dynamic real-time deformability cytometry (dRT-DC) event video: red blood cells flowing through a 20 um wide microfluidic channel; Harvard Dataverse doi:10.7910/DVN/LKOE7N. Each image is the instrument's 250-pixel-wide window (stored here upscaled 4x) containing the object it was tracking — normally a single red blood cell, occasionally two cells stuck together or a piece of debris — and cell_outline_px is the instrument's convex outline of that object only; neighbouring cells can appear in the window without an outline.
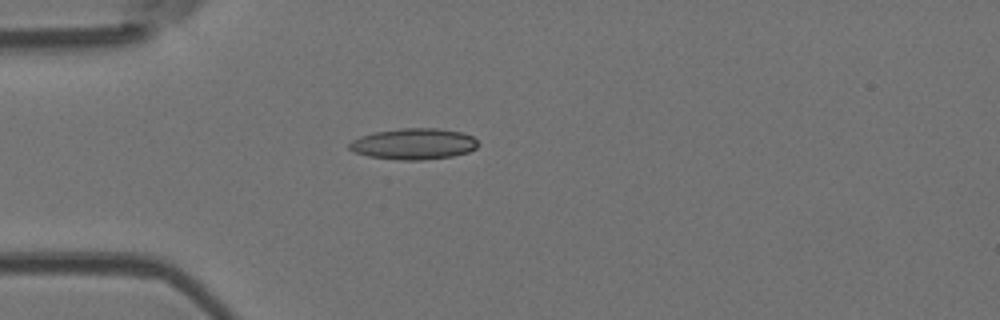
{"species": "Egyptian fruit bat (a non-hibernating species)", "species_latin": "Rousettus aegyptiacus", "temperature_condition": "room temperature", "stored_images_in_passage": 39, "camera_frame_rate_fps": 3000, "um_per_image_px": 0.085, "animal": {"sex": "female"}, "frame": {"image": 1, "passage_image": 1, "time_ms": 0.0, "image_size_px": [1000, 320], "cell_outline_px": [[480, 144], [476, 148], [468, 152], [452, 156], [420, 160], [396, 160], [368, 156], [356, 152], [348, 148], [348, 144], [352, 140], [360, 136], [372, 132], [400, 128], [436, 128], [464, 132], [472, 136]], "centroid_in_image_um": [35.16, 12.22], "position_along_channel_um": 49.8, "area_um2": 23.52}}
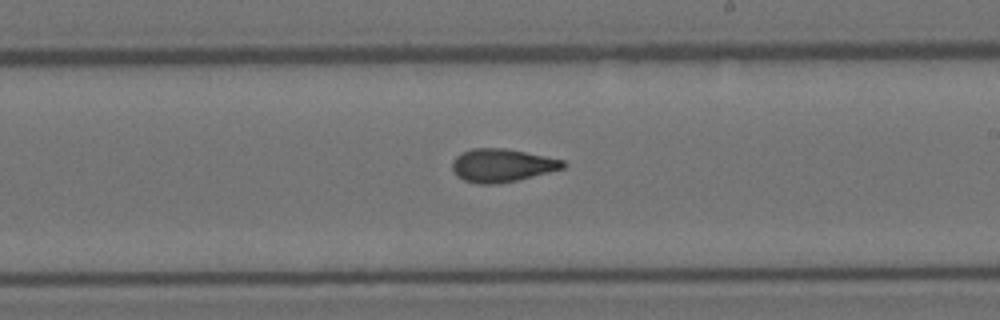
{"frame": {"image": 2, "passage_image": 17, "time_ms": 5.333, "image_size_px": [1000, 320], "cell_outline_px": [[568, 164], [564, 168], [516, 180], [496, 184], [480, 184], [464, 180], [456, 176], [452, 172], [452, 160], [456, 156], [472, 148], [504, 148], [564, 160]], "centroid_in_image_um": [42.63, 14.06], "position_along_channel_um": 246.4, "area_um2": 21.27}}
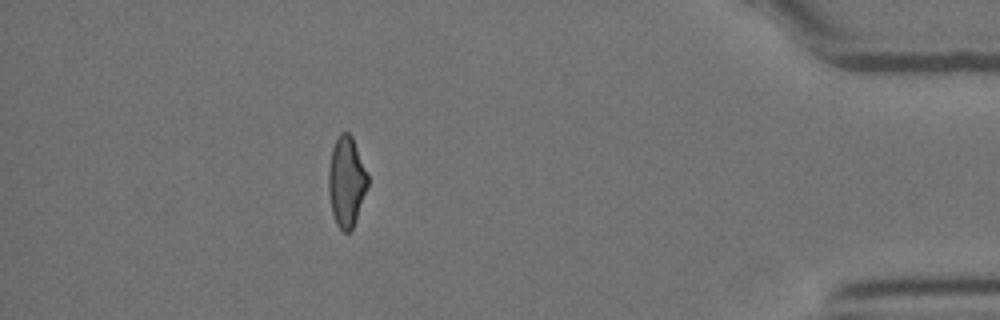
{"frame": {"image": 3, "passage_image": 33, "time_ms": 10.667, "image_size_px": [1000, 320], "cell_outline_px": [[368, 184], [352, 228], [348, 232], [344, 232], [336, 224], [332, 212], [328, 192], [328, 168], [332, 148], [340, 132], [348, 132], [352, 136], [368, 176]], "centroid_in_image_um": [29.42, 15.41], "position_along_channel_um": 405.8, "area_um2": 20.29}, "authors_computed_cell_mechanics": {"area_um2": 21.1548, "velocity_mm_per_s": 3.9032, "shape_relaxation_time_tau1_ms": 9.4726, "shape_relaxation_time_tau2_ms": 2.6732, "deformation_change_tau1": 0.2222, "deformation_change_tau2": 0.1072}}